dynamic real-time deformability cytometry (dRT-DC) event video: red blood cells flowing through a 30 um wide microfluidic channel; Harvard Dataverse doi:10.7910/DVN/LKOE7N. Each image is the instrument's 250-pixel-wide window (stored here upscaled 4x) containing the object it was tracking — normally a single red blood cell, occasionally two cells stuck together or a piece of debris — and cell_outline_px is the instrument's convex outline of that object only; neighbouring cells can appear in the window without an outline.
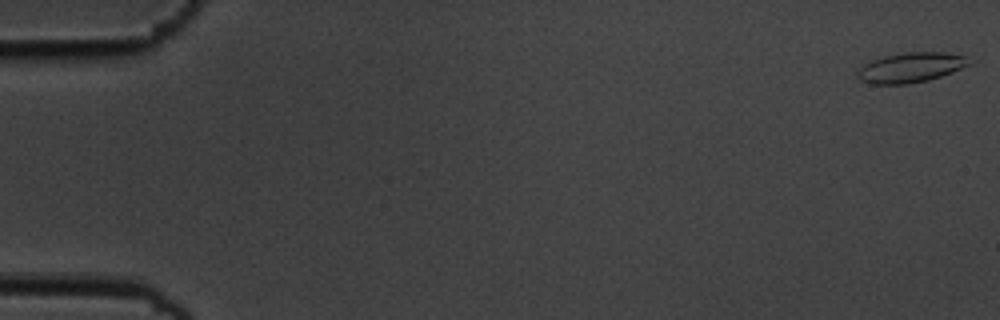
{"species": "common noctule bat (a hibernating species)", "species_latin": "Nyctalus noctula", "temperature_condition": "cold", "stored_images_in_passage": 6, "camera_frame_rate_fps": 3000, "um_per_image_px": 0.085, "animal": {"sex": "male", "body_mass_g": 19.5, "forearm_length_mm": 54.6}, "frame": {"image": 1, "passage_image": 1, "time_ms": 0.0, "image_size_px": [1000, 320], "cell_outline_px": [[972, 64], [952, 72], [928, 80], [908, 84], [868, 84], [860, 80], [856, 76], [856, 72], [864, 64], [872, 60], [884, 56], [904, 52], [944, 52], [964, 56]], "centroid_in_image_um": [77.37, 5.74], "position_along_channel_um": 7.6, "area_um2": 19.48}}